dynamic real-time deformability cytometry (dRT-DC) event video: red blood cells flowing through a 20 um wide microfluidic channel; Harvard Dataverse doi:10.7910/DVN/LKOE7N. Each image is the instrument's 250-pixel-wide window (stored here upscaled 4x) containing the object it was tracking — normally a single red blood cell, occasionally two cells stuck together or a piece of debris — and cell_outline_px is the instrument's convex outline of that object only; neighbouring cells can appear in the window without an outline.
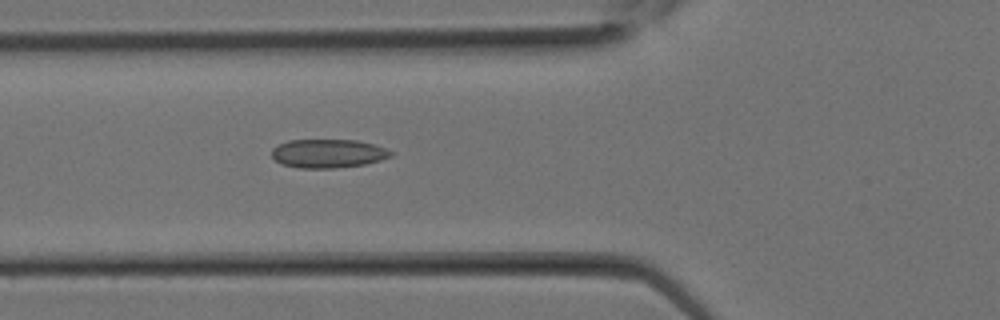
{"species": "Egyptian fruit bat (a non-hibernating species)", "species_latin": "Rousettus aegyptiacus", "temperature_condition": "room temperature", "stored_images_in_passage": 9, "camera_frame_rate_fps": 3000, "um_per_image_px": 0.085, "animal": {"sex": "female"}, "frame": {"image": 1, "passage_image": 9, "time_ms": 2.667, "image_size_px": [1000, 320], "cell_outline_px": [[396, 152], [392, 156], [380, 160], [364, 164], [332, 168], [300, 168], [280, 164], [272, 156], [272, 148], [276, 144], [288, 140], [356, 140], [372, 144]], "centroid_in_image_um": [27.86, 13.04], "position_along_channel_um": 97.9, "area_um2": 19.94}}